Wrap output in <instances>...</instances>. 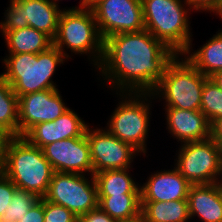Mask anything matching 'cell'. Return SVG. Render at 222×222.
<instances>
[{"instance_id": "cell-2", "label": "cell", "mask_w": 222, "mask_h": 222, "mask_svg": "<svg viewBox=\"0 0 222 222\" xmlns=\"http://www.w3.org/2000/svg\"><path fill=\"white\" fill-rule=\"evenodd\" d=\"M68 60L57 47L35 53L8 54L2 59L5 71L0 77L8 82L19 97L47 89H58L52 80L56 68Z\"/></svg>"}, {"instance_id": "cell-24", "label": "cell", "mask_w": 222, "mask_h": 222, "mask_svg": "<svg viewBox=\"0 0 222 222\" xmlns=\"http://www.w3.org/2000/svg\"><path fill=\"white\" fill-rule=\"evenodd\" d=\"M200 111L209 124L222 117V89L209 77L204 82Z\"/></svg>"}, {"instance_id": "cell-18", "label": "cell", "mask_w": 222, "mask_h": 222, "mask_svg": "<svg viewBox=\"0 0 222 222\" xmlns=\"http://www.w3.org/2000/svg\"><path fill=\"white\" fill-rule=\"evenodd\" d=\"M190 45L182 54L202 74L213 76L222 70V29L218 30L205 44L193 52Z\"/></svg>"}, {"instance_id": "cell-27", "label": "cell", "mask_w": 222, "mask_h": 222, "mask_svg": "<svg viewBox=\"0 0 222 222\" xmlns=\"http://www.w3.org/2000/svg\"><path fill=\"white\" fill-rule=\"evenodd\" d=\"M31 145L43 148L53 142H57L55 122H42L34 125L24 136Z\"/></svg>"}, {"instance_id": "cell-32", "label": "cell", "mask_w": 222, "mask_h": 222, "mask_svg": "<svg viewBox=\"0 0 222 222\" xmlns=\"http://www.w3.org/2000/svg\"><path fill=\"white\" fill-rule=\"evenodd\" d=\"M80 222H117L106 214L99 206L79 218Z\"/></svg>"}, {"instance_id": "cell-1", "label": "cell", "mask_w": 222, "mask_h": 222, "mask_svg": "<svg viewBox=\"0 0 222 222\" xmlns=\"http://www.w3.org/2000/svg\"><path fill=\"white\" fill-rule=\"evenodd\" d=\"M175 55L147 30L114 34L104 39L96 72L116 93H152Z\"/></svg>"}, {"instance_id": "cell-25", "label": "cell", "mask_w": 222, "mask_h": 222, "mask_svg": "<svg viewBox=\"0 0 222 222\" xmlns=\"http://www.w3.org/2000/svg\"><path fill=\"white\" fill-rule=\"evenodd\" d=\"M54 122L56 123L57 141L84 136L90 126L71 108Z\"/></svg>"}, {"instance_id": "cell-39", "label": "cell", "mask_w": 222, "mask_h": 222, "mask_svg": "<svg viewBox=\"0 0 222 222\" xmlns=\"http://www.w3.org/2000/svg\"><path fill=\"white\" fill-rule=\"evenodd\" d=\"M3 174V164H0V176Z\"/></svg>"}, {"instance_id": "cell-31", "label": "cell", "mask_w": 222, "mask_h": 222, "mask_svg": "<svg viewBox=\"0 0 222 222\" xmlns=\"http://www.w3.org/2000/svg\"><path fill=\"white\" fill-rule=\"evenodd\" d=\"M17 222H44V198L39 199Z\"/></svg>"}, {"instance_id": "cell-21", "label": "cell", "mask_w": 222, "mask_h": 222, "mask_svg": "<svg viewBox=\"0 0 222 222\" xmlns=\"http://www.w3.org/2000/svg\"><path fill=\"white\" fill-rule=\"evenodd\" d=\"M97 196L98 206L117 222H132L141 218L140 194Z\"/></svg>"}, {"instance_id": "cell-14", "label": "cell", "mask_w": 222, "mask_h": 222, "mask_svg": "<svg viewBox=\"0 0 222 222\" xmlns=\"http://www.w3.org/2000/svg\"><path fill=\"white\" fill-rule=\"evenodd\" d=\"M42 151L54 172L93 174L90 146L86 134L55 141L45 145Z\"/></svg>"}, {"instance_id": "cell-34", "label": "cell", "mask_w": 222, "mask_h": 222, "mask_svg": "<svg viewBox=\"0 0 222 222\" xmlns=\"http://www.w3.org/2000/svg\"><path fill=\"white\" fill-rule=\"evenodd\" d=\"M9 137L0 131V164H4L5 147Z\"/></svg>"}, {"instance_id": "cell-17", "label": "cell", "mask_w": 222, "mask_h": 222, "mask_svg": "<svg viewBox=\"0 0 222 222\" xmlns=\"http://www.w3.org/2000/svg\"><path fill=\"white\" fill-rule=\"evenodd\" d=\"M187 200L191 220L222 222V192L217 182L191 185Z\"/></svg>"}, {"instance_id": "cell-4", "label": "cell", "mask_w": 222, "mask_h": 222, "mask_svg": "<svg viewBox=\"0 0 222 222\" xmlns=\"http://www.w3.org/2000/svg\"><path fill=\"white\" fill-rule=\"evenodd\" d=\"M141 1L145 30L154 38L162 41L175 54H183L193 45L189 21L192 9L184 0Z\"/></svg>"}, {"instance_id": "cell-22", "label": "cell", "mask_w": 222, "mask_h": 222, "mask_svg": "<svg viewBox=\"0 0 222 222\" xmlns=\"http://www.w3.org/2000/svg\"><path fill=\"white\" fill-rule=\"evenodd\" d=\"M131 168L105 170L93 174L97 195L140 194V185L129 173Z\"/></svg>"}, {"instance_id": "cell-36", "label": "cell", "mask_w": 222, "mask_h": 222, "mask_svg": "<svg viewBox=\"0 0 222 222\" xmlns=\"http://www.w3.org/2000/svg\"><path fill=\"white\" fill-rule=\"evenodd\" d=\"M99 0H86V8H91Z\"/></svg>"}, {"instance_id": "cell-19", "label": "cell", "mask_w": 222, "mask_h": 222, "mask_svg": "<svg viewBox=\"0 0 222 222\" xmlns=\"http://www.w3.org/2000/svg\"><path fill=\"white\" fill-rule=\"evenodd\" d=\"M3 37L8 54H38L53 45V40L48 35L29 26L5 32Z\"/></svg>"}, {"instance_id": "cell-29", "label": "cell", "mask_w": 222, "mask_h": 222, "mask_svg": "<svg viewBox=\"0 0 222 222\" xmlns=\"http://www.w3.org/2000/svg\"><path fill=\"white\" fill-rule=\"evenodd\" d=\"M16 189V185L9 178L4 174L0 176V216L9 206Z\"/></svg>"}, {"instance_id": "cell-28", "label": "cell", "mask_w": 222, "mask_h": 222, "mask_svg": "<svg viewBox=\"0 0 222 222\" xmlns=\"http://www.w3.org/2000/svg\"><path fill=\"white\" fill-rule=\"evenodd\" d=\"M79 218L62 205L44 198V222H78Z\"/></svg>"}, {"instance_id": "cell-3", "label": "cell", "mask_w": 222, "mask_h": 222, "mask_svg": "<svg viewBox=\"0 0 222 222\" xmlns=\"http://www.w3.org/2000/svg\"><path fill=\"white\" fill-rule=\"evenodd\" d=\"M54 170L41 148L31 145L24 137L9 138L4 155L3 174L18 189L44 198Z\"/></svg>"}, {"instance_id": "cell-23", "label": "cell", "mask_w": 222, "mask_h": 222, "mask_svg": "<svg viewBox=\"0 0 222 222\" xmlns=\"http://www.w3.org/2000/svg\"><path fill=\"white\" fill-rule=\"evenodd\" d=\"M0 131L9 138L19 136L18 96L0 77Z\"/></svg>"}, {"instance_id": "cell-15", "label": "cell", "mask_w": 222, "mask_h": 222, "mask_svg": "<svg viewBox=\"0 0 222 222\" xmlns=\"http://www.w3.org/2000/svg\"><path fill=\"white\" fill-rule=\"evenodd\" d=\"M148 177L145 183L140 184L141 201L168 202L187 199L192 184L176 167L158 170Z\"/></svg>"}, {"instance_id": "cell-26", "label": "cell", "mask_w": 222, "mask_h": 222, "mask_svg": "<svg viewBox=\"0 0 222 222\" xmlns=\"http://www.w3.org/2000/svg\"><path fill=\"white\" fill-rule=\"evenodd\" d=\"M40 198L31 192L16 189L9 206L0 217L1 222H17Z\"/></svg>"}, {"instance_id": "cell-38", "label": "cell", "mask_w": 222, "mask_h": 222, "mask_svg": "<svg viewBox=\"0 0 222 222\" xmlns=\"http://www.w3.org/2000/svg\"><path fill=\"white\" fill-rule=\"evenodd\" d=\"M56 1L59 3V1H62V0H56ZM79 4H78V7H86V0H80Z\"/></svg>"}, {"instance_id": "cell-30", "label": "cell", "mask_w": 222, "mask_h": 222, "mask_svg": "<svg viewBox=\"0 0 222 222\" xmlns=\"http://www.w3.org/2000/svg\"><path fill=\"white\" fill-rule=\"evenodd\" d=\"M193 12H210L218 17L222 14V0H184ZM195 10V11H194Z\"/></svg>"}, {"instance_id": "cell-6", "label": "cell", "mask_w": 222, "mask_h": 222, "mask_svg": "<svg viewBox=\"0 0 222 222\" xmlns=\"http://www.w3.org/2000/svg\"><path fill=\"white\" fill-rule=\"evenodd\" d=\"M119 102L107 122L106 129L121 141L146 156L151 119L152 93H115ZM152 99V100H151Z\"/></svg>"}, {"instance_id": "cell-9", "label": "cell", "mask_w": 222, "mask_h": 222, "mask_svg": "<svg viewBox=\"0 0 222 222\" xmlns=\"http://www.w3.org/2000/svg\"><path fill=\"white\" fill-rule=\"evenodd\" d=\"M4 19L0 22V33L32 27L44 32L52 40L58 30V21L63 8L56 0H9Z\"/></svg>"}, {"instance_id": "cell-33", "label": "cell", "mask_w": 222, "mask_h": 222, "mask_svg": "<svg viewBox=\"0 0 222 222\" xmlns=\"http://www.w3.org/2000/svg\"><path fill=\"white\" fill-rule=\"evenodd\" d=\"M210 138L220 147L222 146V117L210 124Z\"/></svg>"}, {"instance_id": "cell-40", "label": "cell", "mask_w": 222, "mask_h": 222, "mask_svg": "<svg viewBox=\"0 0 222 222\" xmlns=\"http://www.w3.org/2000/svg\"><path fill=\"white\" fill-rule=\"evenodd\" d=\"M132 222H144V221H143L142 218H139V219H137V220H135V221H132Z\"/></svg>"}, {"instance_id": "cell-11", "label": "cell", "mask_w": 222, "mask_h": 222, "mask_svg": "<svg viewBox=\"0 0 222 222\" xmlns=\"http://www.w3.org/2000/svg\"><path fill=\"white\" fill-rule=\"evenodd\" d=\"M91 10L103 40L114 34L145 30L141 0H99Z\"/></svg>"}, {"instance_id": "cell-13", "label": "cell", "mask_w": 222, "mask_h": 222, "mask_svg": "<svg viewBox=\"0 0 222 222\" xmlns=\"http://www.w3.org/2000/svg\"><path fill=\"white\" fill-rule=\"evenodd\" d=\"M19 136H24L34 125L54 122L69 107L59 89H47L18 97Z\"/></svg>"}, {"instance_id": "cell-5", "label": "cell", "mask_w": 222, "mask_h": 222, "mask_svg": "<svg viewBox=\"0 0 222 222\" xmlns=\"http://www.w3.org/2000/svg\"><path fill=\"white\" fill-rule=\"evenodd\" d=\"M103 44L91 8L72 6L62 10L53 45L67 59L71 58L68 49L71 54L87 55L96 69L103 57Z\"/></svg>"}, {"instance_id": "cell-7", "label": "cell", "mask_w": 222, "mask_h": 222, "mask_svg": "<svg viewBox=\"0 0 222 222\" xmlns=\"http://www.w3.org/2000/svg\"><path fill=\"white\" fill-rule=\"evenodd\" d=\"M208 78L182 54H176L152 94L155 99L165 100V107L200 110L202 90Z\"/></svg>"}, {"instance_id": "cell-20", "label": "cell", "mask_w": 222, "mask_h": 222, "mask_svg": "<svg viewBox=\"0 0 222 222\" xmlns=\"http://www.w3.org/2000/svg\"><path fill=\"white\" fill-rule=\"evenodd\" d=\"M141 218L144 222H190L188 200L141 201Z\"/></svg>"}, {"instance_id": "cell-12", "label": "cell", "mask_w": 222, "mask_h": 222, "mask_svg": "<svg viewBox=\"0 0 222 222\" xmlns=\"http://www.w3.org/2000/svg\"><path fill=\"white\" fill-rule=\"evenodd\" d=\"M85 134L90 146L93 174L105 170L133 168L132 162L136 155H142L106 128L92 129L88 126Z\"/></svg>"}, {"instance_id": "cell-35", "label": "cell", "mask_w": 222, "mask_h": 222, "mask_svg": "<svg viewBox=\"0 0 222 222\" xmlns=\"http://www.w3.org/2000/svg\"><path fill=\"white\" fill-rule=\"evenodd\" d=\"M211 79L222 89V70L211 76Z\"/></svg>"}, {"instance_id": "cell-37", "label": "cell", "mask_w": 222, "mask_h": 222, "mask_svg": "<svg viewBox=\"0 0 222 222\" xmlns=\"http://www.w3.org/2000/svg\"><path fill=\"white\" fill-rule=\"evenodd\" d=\"M221 178V179H220ZM218 185H219V188L222 192V165H221V170H220V175H219V179H218Z\"/></svg>"}, {"instance_id": "cell-16", "label": "cell", "mask_w": 222, "mask_h": 222, "mask_svg": "<svg viewBox=\"0 0 222 222\" xmlns=\"http://www.w3.org/2000/svg\"><path fill=\"white\" fill-rule=\"evenodd\" d=\"M166 129L180 144L210 138V124L200 110L164 107Z\"/></svg>"}, {"instance_id": "cell-10", "label": "cell", "mask_w": 222, "mask_h": 222, "mask_svg": "<svg viewBox=\"0 0 222 222\" xmlns=\"http://www.w3.org/2000/svg\"><path fill=\"white\" fill-rule=\"evenodd\" d=\"M54 172L45 199L62 205L80 218L98 206L93 174ZM90 179V180H89Z\"/></svg>"}, {"instance_id": "cell-8", "label": "cell", "mask_w": 222, "mask_h": 222, "mask_svg": "<svg viewBox=\"0 0 222 222\" xmlns=\"http://www.w3.org/2000/svg\"><path fill=\"white\" fill-rule=\"evenodd\" d=\"M179 146L174 166L192 185L218 182L222 154L215 141L208 138Z\"/></svg>"}]
</instances>
